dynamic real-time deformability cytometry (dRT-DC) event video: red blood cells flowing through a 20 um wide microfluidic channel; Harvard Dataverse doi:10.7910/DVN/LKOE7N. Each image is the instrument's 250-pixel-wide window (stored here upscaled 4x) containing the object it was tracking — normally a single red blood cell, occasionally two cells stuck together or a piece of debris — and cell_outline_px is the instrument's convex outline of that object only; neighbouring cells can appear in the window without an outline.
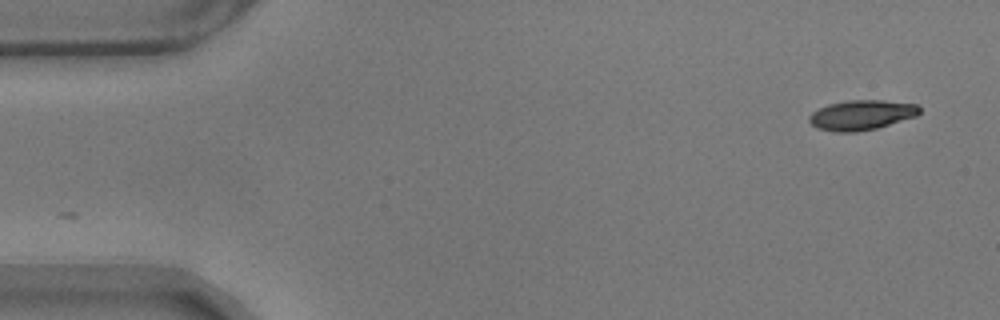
{"species": "common noctule bat (a hibernating species)", "species_latin": "Nyctalus noctula", "temperature_condition": "warm", "stored_images_in_passage": 55, "camera_frame_rate_fps": 3000, "um_per_image_px": 0.085, "animal": {"sex": "male", "body_mass_g": 17.9}, "frame": {"image": 1, "passage_image": 1, "time_ms": 0.0, "image_size_px": [1000, 320], "cell_outline_px": [[920, 112], [916, 116], [876, 128], [856, 132], [836, 132], [816, 128], [808, 120], [808, 116], [812, 112], [828, 104], [848, 100], [884, 100], [916, 104], [920, 108]], "centroid_in_image_um": [73.2, 9.77], "position_along_channel_um": 11.8, "area_um2": 19.19}}
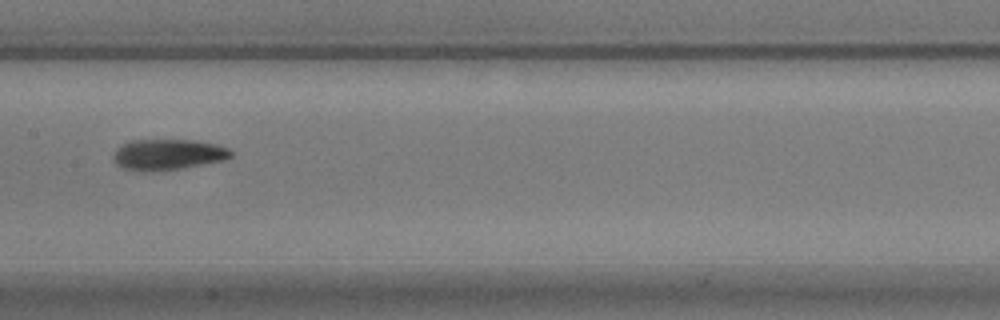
{"frame": {"image": 2, "passage_image": 26, "time_ms": 8.333, "image_size_px": [1000, 320], "cell_outline_px": [[236, 152], [228, 160], [180, 168], [152, 172], [144, 172], [124, 168], [116, 164], [112, 160], [112, 156], [116, 148], [120, 144], [132, 140], [196, 140], [216, 144], [228, 148]], "centroid_in_image_um": [14.29, 13.13], "position_along_channel_um": 193.1, "area_um2": 21.56}}
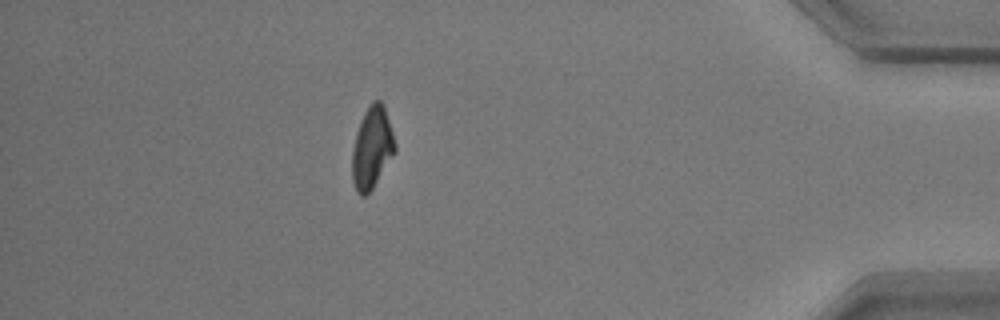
{"frame": {"image": 3, "passage_image": 48, "time_ms": 15.667, "image_size_px": [1000, 320], "cell_outline_px": [[396, 152], [372, 188], [364, 196], [360, 196], [356, 192], [352, 180], [352, 148], [356, 132], [360, 120], [368, 104], [372, 100], [380, 100], [384, 104], [396, 144]], "centroid_in_image_um": [31.61, 12.53], "position_along_channel_um": 403.6, "area_um2": 20.63}, "authors_computed_cell_mechanics": {"area_um2": 20.5768, "velocity_mm_per_s": 3.5265, "shape_relaxation_time_tau1_ms": 4.9752, "shape_relaxation_time_tau2_ms": 4.2353, "deformation_change_tau1": 0.1868, "deformation_change_tau2": 0.1113}}